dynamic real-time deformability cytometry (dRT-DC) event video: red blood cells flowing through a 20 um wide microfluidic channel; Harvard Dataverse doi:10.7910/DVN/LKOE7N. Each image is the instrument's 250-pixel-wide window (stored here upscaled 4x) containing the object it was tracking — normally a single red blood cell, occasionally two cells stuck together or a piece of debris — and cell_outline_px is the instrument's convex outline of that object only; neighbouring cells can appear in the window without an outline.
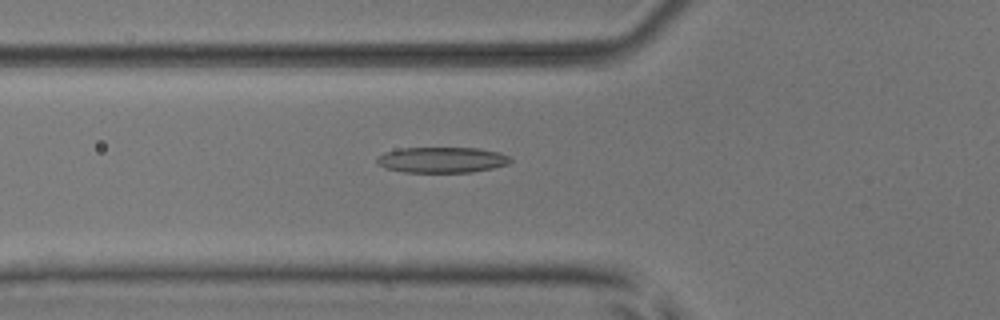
{"species": "common noctule bat (a hibernating species)", "species_latin": "Nyctalus noctula", "temperature_condition": "room temperature", "stored_images_in_passage": 39, "camera_frame_rate_fps": 3000, "um_per_image_px": 0.085, "animal": {"sex": "male", "body_mass_g": 17.9, "forearm_length_mm": 54.2}, "frame": {"image": 1, "passage_image": 19, "time_ms": 6.0, "image_size_px": [1000, 320], "cell_outline_px": [[512, 160], [508, 164], [492, 168], [472, 172], [404, 172], [384, 168], [376, 160], [376, 156], [384, 152], [400, 148], [476, 148], [500, 152], [508, 156]], "centroid_in_image_um": [37.54, 13.58], "position_along_channel_um": 88.3, "area_um2": 20.0}}
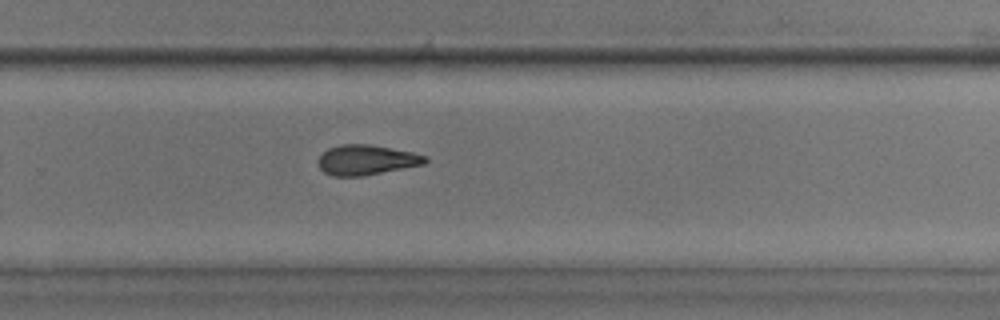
{"frame": {"image": 2, "passage_image": 35, "time_ms": 11.333, "image_size_px": [1000, 320], "cell_outline_px": [[428, 160], [424, 164], [364, 176], [332, 176], [324, 172], [320, 168], [320, 156], [328, 148], [340, 144], [368, 144], [412, 152], [428, 156]], "centroid_in_image_um": [31.16, 13.59], "position_along_channel_um": 298.6, "area_um2": 18.61}}
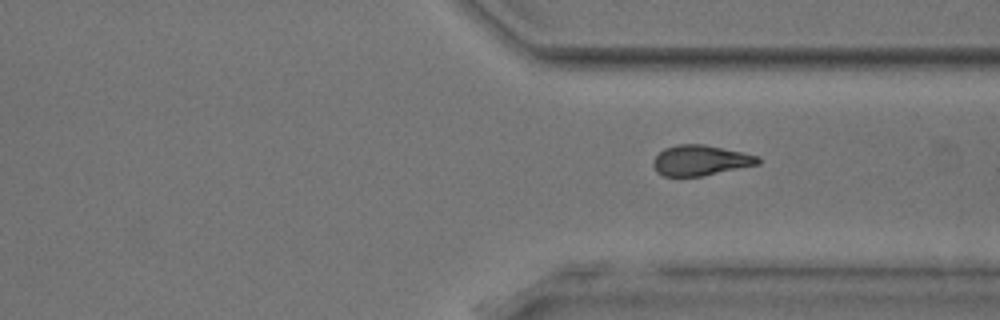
{"frame": {"image": 3, "passage_image": 39, "time_ms": 12.667, "image_size_px": [1000, 320], "cell_outline_px": [[760, 164], [700, 176], [664, 176], [656, 172], [652, 164], [652, 160], [664, 148], [676, 144], [704, 144], [744, 152], [760, 156]], "centroid_in_image_um": [59.54, 13.62], "position_along_channel_um": 351.9, "area_um2": 18.67}}